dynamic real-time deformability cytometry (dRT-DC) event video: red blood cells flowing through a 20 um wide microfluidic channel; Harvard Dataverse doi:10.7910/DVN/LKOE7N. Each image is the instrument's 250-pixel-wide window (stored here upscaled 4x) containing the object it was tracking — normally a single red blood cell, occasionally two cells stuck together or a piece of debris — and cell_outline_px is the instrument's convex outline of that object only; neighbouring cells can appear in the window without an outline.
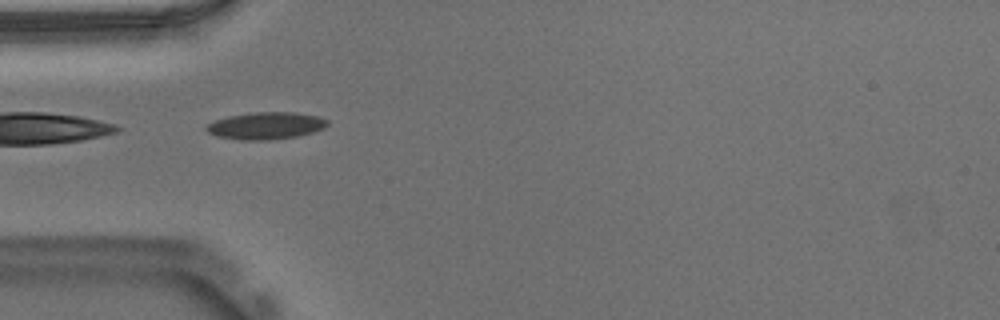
{"species": "Egyptian fruit bat (a non-hibernating species)", "species_latin": "Rousettus aegyptiacus", "temperature_condition": "warm", "stored_images_in_passage": 37, "camera_frame_rate_fps": 3000, "um_per_image_px": 0.085, "animal": {"sex": "male"}, "frame": {"image": 1, "passage_image": 1, "time_ms": 0.0, "image_size_px": [1000, 320], "cell_outline_px": [[328, 124], [324, 128], [300, 136], [268, 140], [244, 140], [216, 136], [208, 132], [204, 128], [204, 124], [228, 116], [252, 112], [296, 112], [316, 116], [328, 120]], "centroid_in_image_um": [22.57, 10.68], "position_along_channel_um": 62.4, "area_um2": 19.25}}
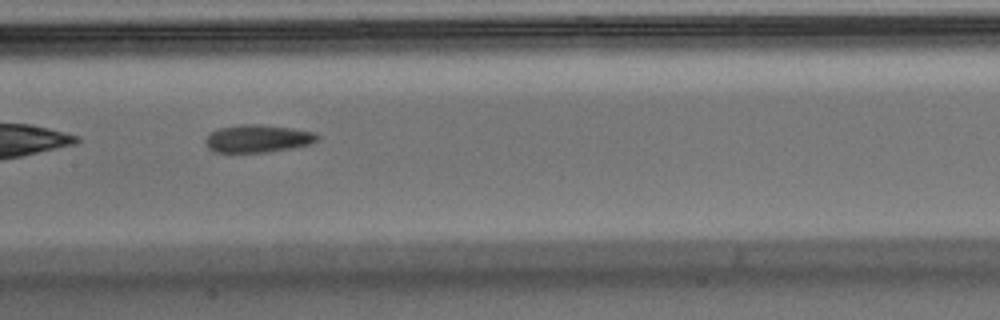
{"frame": {"image": 2, "passage_image": 11, "time_ms": 3.333, "image_size_px": [1000, 320], "cell_outline_px": [[320, 136], [316, 140], [308, 144], [288, 148], [264, 152], [216, 152], [208, 148], [204, 144], [204, 140], [212, 132], [220, 128], [240, 124], [256, 124], [292, 128], [316, 132]], "centroid_in_image_um": [21.88, 11.77], "position_along_channel_um": 185.5, "area_um2": 17.8}, "authors_computed_cell_mechanics": {"area_um2": 18.2648, "velocity_mm_per_s": 3.6945, "shape_relaxation_time_tau1_ms": null, "shape_relaxation_time_tau2_ms": 3.1092, "deformation_change_tau1": null, "deformation_change_tau2": 0.0906}}